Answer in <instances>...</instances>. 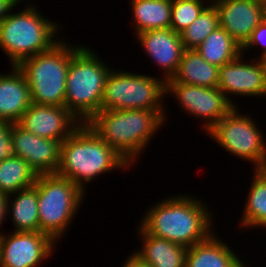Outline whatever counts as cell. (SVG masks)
<instances>
[{
  "instance_id": "52a82bcc",
  "label": "cell",
  "mask_w": 266,
  "mask_h": 267,
  "mask_svg": "<svg viewBox=\"0 0 266 267\" xmlns=\"http://www.w3.org/2000/svg\"><path fill=\"white\" fill-rule=\"evenodd\" d=\"M35 185L40 232L57 243L67 233L87 193L70 179L56 173L38 175Z\"/></svg>"
},
{
  "instance_id": "1f68e13d",
  "label": "cell",
  "mask_w": 266,
  "mask_h": 267,
  "mask_svg": "<svg viewBox=\"0 0 266 267\" xmlns=\"http://www.w3.org/2000/svg\"><path fill=\"white\" fill-rule=\"evenodd\" d=\"M15 8L7 0H0V22H2L10 13V11Z\"/></svg>"
},
{
  "instance_id": "5b68a950",
  "label": "cell",
  "mask_w": 266,
  "mask_h": 267,
  "mask_svg": "<svg viewBox=\"0 0 266 267\" xmlns=\"http://www.w3.org/2000/svg\"><path fill=\"white\" fill-rule=\"evenodd\" d=\"M100 58L83 45L69 62L65 107L82 123L101 110L105 81L112 68Z\"/></svg>"
},
{
  "instance_id": "603a6c76",
  "label": "cell",
  "mask_w": 266,
  "mask_h": 267,
  "mask_svg": "<svg viewBox=\"0 0 266 267\" xmlns=\"http://www.w3.org/2000/svg\"><path fill=\"white\" fill-rule=\"evenodd\" d=\"M240 224L244 229L266 228V170H254Z\"/></svg>"
},
{
  "instance_id": "7402d4cb",
  "label": "cell",
  "mask_w": 266,
  "mask_h": 267,
  "mask_svg": "<svg viewBox=\"0 0 266 267\" xmlns=\"http://www.w3.org/2000/svg\"><path fill=\"white\" fill-rule=\"evenodd\" d=\"M130 4L135 35L170 28L172 0H130Z\"/></svg>"
},
{
  "instance_id": "e0dca14e",
  "label": "cell",
  "mask_w": 266,
  "mask_h": 267,
  "mask_svg": "<svg viewBox=\"0 0 266 267\" xmlns=\"http://www.w3.org/2000/svg\"><path fill=\"white\" fill-rule=\"evenodd\" d=\"M12 69V70H11ZM0 73V121L17 123L31 104L25 75L17 66Z\"/></svg>"
},
{
  "instance_id": "d6a6232c",
  "label": "cell",
  "mask_w": 266,
  "mask_h": 267,
  "mask_svg": "<svg viewBox=\"0 0 266 267\" xmlns=\"http://www.w3.org/2000/svg\"><path fill=\"white\" fill-rule=\"evenodd\" d=\"M11 5H13L15 7V9L17 8L16 6L19 5V3L21 4L20 1L23 0H7ZM28 2V0H26Z\"/></svg>"
},
{
  "instance_id": "7c38bea8",
  "label": "cell",
  "mask_w": 266,
  "mask_h": 267,
  "mask_svg": "<svg viewBox=\"0 0 266 267\" xmlns=\"http://www.w3.org/2000/svg\"><path fill=\"white\" fill-rule=\"evenodd\" d=\"M56 245L40 231L3 232L1 267H40L43 261L52 256Z\"/></svg>"
},
{
  "instance_id": "3957f363",
  "label": "cell",
  "mask_w": 266,
  "mask_h": 267,
  "mask_svg": "<svg viewBox=\"0 0 266 267\" xmlns=\"http://www.w3.org/2000/svg\"><path fill=\"white\" fill-rule=\"evenodd\" d=\"M164 122L157 111L131 109L100 110L87 124L133 167Z\"/></svg>"
},
{
  "instance_id": "484cf974",
  "label": "cell",
  "mask_w": 266,
  "mask_h": 267,
  "mask_svg": "<svg viewBox=\"0 0 266 267\" xmlns=\"http://www.w3.org/2000/svg\"><path fill=\"white\" fill-rule=\"evenodd\" d=\"M217 27H219L218 10L211 2L201 14L180 33L184 49H196Z\"/></svg>"
},
{
  "instance_id": "f546056e",
  "label": "cell",
  "mask_w": 266,
  "mask_h": 267,
  "mask_svg": "<svg viewBox=\"0 0 266 267\" xmlns=\"http://www.w3.org/2000/svg\"><path fill=\"white\" fill-rule=\"evenodd\" d=\"M122 264L123 265L121 267H152L151 265L144 263L133 252Z\"/></svg>"
},
{
  "instance_id": "8992f818",
  "label": "cell",
  "mask_w": 266,
  "mask_h": 267,
  "mask_svg": "<svg viewBox=\"0 0 266 267\" xmlns=\"http://www.w3.org/2000/svg\"><path fill=\"white\" fill-rule=\"evenodd\" d=\"M82 46L60 39L50 49L25 58L17 65L27 80L31 103L65 106L69 62Z\"/></svg>"
},
{
  "instance_id": "4fadbf2b",
  "label": "cell",
  "mask_w": 266,
  "mask_h": 267,
  "mask_svg": "<svg viewBox=\"0 0 266 267\" xmlns=\"http://www.w3.org/2000/svg\"><path fill=\"white\" fill-rule=\"evenodd\" d=\"M17 124L39 137L63 142L82 122L65 106L31 103Z\"/></svg>"
},
{
  "instance_id": "83f0119b",
  "label": "cell",
  "mask_w": 266,
  "mask_h": 267,
  "mask_svg": "<svg viewBox=\"0 0 266 267\" xmlns=\"http://www.w3.org/2000/svg\"><path fill=\"white\" fill-rule=\"evenodd\" d=\"M254 46H262L263 49L258 59L266 60V18L253 30L251 37L242 46V54L248 49L255 48Z\"/></svg>"
},
{
  "instance_id": "d4e9b609",
  "label": "cell",
  "mask_w": 266,
  "mask_h": 267,
  "mask_svg": "<svg viewBox=\"0 0 266 267\" xmlns=\"http://www.w3.org/2000/svg\"><path fill=\"white\" fill-rule=\"evenodd\" d=\"M37 176L25 160L10 156L0 162V192L8 196L33 186Z\"/></svg>"
},
{
  "instance_id": "ffe728a7",
  "label": "cell",
  "mask_w": 266,
  "mask_h": 267,
  "mask_svg": "<svg viewBox=\"0 0 266 267\" xmlns=\"http://www.w3.org/2000/svg\"><path fill=\"white\" fill-rule=\"evenodd\" d=\"M171 80L175 83L217 88L219 67L207 62L195 49H185L177 73Z\"/></svg>"
},
{
  "instance_id": "7a4b0ae2",
  "label": "cell",
  "mask_w": 266,
  "mask_h": 267,
  "mask_svg": "<svg viewBox=\"0 0 266 267\" xmlns=\"http://www.w3.org/2000/svg\"><path fill=\"white\" fill-rule=\"evenodd\" d=\"M130 167L87 123H82L62 142L56 174L70 179L85 193L86 183H92L97 176Z\"/></svg>"
},
{
  "instance_id": "4316f807",
  "label": "cell",
  "mask_w": 266,
  "mask_h": 267,
  "mask_svg": "<svg viewBox=\"0 0 266 267\" xmlns=\"http://www.w3.org/2000/svg\"><path fill=\"white\" fill-rule=\"evenodd\" d=\"M208 5V0H172L170 28L180 34Z\"/></svg>"
},
{
  "instance_id": "4dcf8cb0",
  "label": "cell",
  "mask_w": 266,
  "mask_h": 267,
  "mask_svg": "<svg viewBox=\"0 0 266 267\" xmlns=\"http://www.w3.org/2000/svg\"><path fill=\"white\" fill-rule=\"evenodd\" d=\"M7 204H8V196L0 192V228H2L3 221L7 219ZM2 234V230L0 231Z\"/></svg>"
},
{
  "instance_id": "ac0fdd59",
  "label": "cell",
  "mask_w": 266,
  "mask_h": 267,
  "mask_svg": "<svg viewBox=\"0 0 266 267\" xmlns=\"http://www.w3.org/2000/svg\"><path fill=\"white\" fill-rule=\"evenodd\" d=\"M234 251L213 232L187 249L185 267H246Z\"/></svg>"
},
{
  "instance_id": "836d02e7",
  "label": "cell",
  "mask_w": 266,
  "mask_h": 267,
  "mask_svg": "<svg viewBox=\"0 0 266 267\" xmlns=\"http://www.w3.org/2000/svg\"><path fill=\"white\" fill-rule=\"evenodd\" d=\"M2 264V234L0 233V267Z\"/></svg>"
},
{
  "instance_id": "44dd1931",
  "label": "cell",
  "mask_w": 266,
  "mask_h": 267,
  "mask_svg": "<svg viewBox=\"0 0 266 267\" xmlns=\"http://www.w3.org/2000/svg\"><path fill=\"white\" fill-rule=\"evenodd\" d=\"M12 196L14 198H12ZM37 186L33 185L8 195L7 214L15 232L40 231ZM10 209V210H9Z\"/></svg>"
},
{
  "instance_id": "277c9868",
  "label": "cell",
  "mask_w": 266,
  "mask_h": 267,
  "mask_svg": "<svg viewBox=\"0 0 266 267\" xmlns=\"http://www.w3.org/2000/svg\"><path fill=\"white\" fill-rule=\"evenodd\" d=\"M24 7L17 13L13 8L0 22V48L8 56L10 66L50 49L60 40L56 37L60 24L42 15L33 4Z\"/></svg>"
},
{
  "instance_id": "d6986e66",
  "label": "cell",
  "mask_w": 266,
  "mask_h": 267,
  "mask_svg": "<svg viewBox=\"0 0 266 267\" xmlns=\"http://www.w3.org/2000/svg\"><path fill=\"white\" fill-rule=\"evenodd\" d=\"M136 232L142 239L140 249L133 253L152 267H185L187 247L147 234L140 226Z\"/></svg>"
},
{
  "instance_id": "2e32d148",
  "label": "cell",
  "mask_w": 266,
  "mask_h": 267,
  "mask_svg": "<svg viewBox=\"0 0 266 267\" xmlns=\"http://www.w3.org/2000/svg\"><path fill=\"white\" fill-rule=\"evenodd\" d=\"M143 51L161 69L162 78L172 79L177 73L184 46L180 34L171 28L146 30L135 35ZM163 71V72H162Z\"/></svg>"
},
{
  "instance_id": "8fae6325",
  "label": "cell",
  "mask_w": 266,
  "mask_h": 267,
  "mask_svg": "<svg viewBox=\"0 0 266 267\" xmlns=\"http://www.w3.org/2000/svg\"><path fill=\"white\" fill-rule=\"evenodd\" d=\"M243 58L244 54L241 53L233 61L219 67L217 88L234 106L238 103L232 101V95L250 98L266 96V60L252 57L249 62Z\"/></svg>"
},
{
  "instance_id": "5bb4252c",
  "label": "cell",
  "mask_w": 266,
  "mask_h": 267,
  "mask_svg": "<svg viewBox=\"0 0 266 267\" xmlns=\"http://www.w3.org/2000/svg\"><path fill=\"white\" fill-rule=\"evenodd\" d=\"M11 138L16 151L15 156L25 160L37 175L57 172L61 141L34 135L17 123H12Z\"/></svg>"
},
{
  "instance_id": "9c48e42d",
  "label": "cell",
  "mask_w": 266,
  "mask_h": 267,
  "mask_svg": "<svg viewBox=\"0 0 266 267\" xmlns=\"http://www.w3.org/2000/svg\"><path fill=\"white\" fill-rule=\"evenodd\" d=\"M234 106L206 133L226 152L254 164V170H266V139L256 121Z\"/></svg>"
},
{
  "instance_id": "30bf717a",
  "label": "cell",
  "mask_w": 266,
  "mask_h": 267,
  "mask_svg": "<svg viewBox=\"0 0 266 267\" xmlns=\"http://www.w3.org/2000/svg\"><path fill=\"white\" fill-rule=\"evenodd\" d=\"M175 96L186 114L199 118L202 128L207 132L216 122L223 118L234 105L218 88L200 87L166 80V97Z\"/></svg>"
},
{
  "instance_id": "e575fe53",
  "label": "cell",
  "mask_w": 266,
  "mask_h": 267,
  "mask_svg": "<svg viewBox=\"0 0 266 267\" xmlns=\"http://www.w3.org/2000/svg\"><path fill=\"white\" fill-rule=\"evenodd\" d=\"M253 1L261 2L266 5V0H253Z\"/></svg>"
},
{
  "instance_id": "6da1fadb",
  "label": "cell",
  "mask_w": 266,
  "mask_h": 267,
  "mask_svg": "<svg viewBox=\"0 0 266 267\" xmlns=\"http://www.w3.org/2000/svg\"><path fill=\"white\" fill-rule=\"evenodd\" d=\"M155 203L139 222L147 234L189 248L206 240L214 231L215 217L201 198L183 193Z\"/></svg>"
},
{
  "instance_id": "9a60e30c",
  "label": "cell",
  "mask_w": 266,
  "mask_h": 267,
  "mask_svg": "<svg viewBox=\"0 0 266 267\" xmlns=\"http://www.w3.org/2000/svg\"><path fill=\"white\" fill-rule=\"evenodd\" d=\"M218 10L219 26L241 46L266 18V5L253 0H211Z\"/></svg>"
},
{
  "instance_id": "ba28073f",
  "label": "cell",
  "mask_w": 266,
  "mask_h": 267,
  "mask_svg": "<svg viewBox=\"0 0 266 267\" xmlns=\"http://www.w3.org/2000/svg\"><path fill=\"white\" fill-rule=\"evenodd\" d=\"M164 97L166 81L162 77L112 69L105 81L101 110H154L166 122Z\"/></svg>"
},
{
  "instance_id": "cb8c5ba5",
  "label": "cell",
  "mask_w": 266,
  "mask_h": 267,
  "mask_svg": "<svg viewBox=\"0 0 266 267\" xmlns=\"http://www.w3.org/2000/svg\"><path fill=\"white\" fill-rule=\"evenodd\" d=\"M195 50L210 64L221 67L236 59L242 46L219 26Z\"/></svg>"
},
{
  "instance_id": "f1b7e54d",
  "label": "cell",
  "mask_w": 266,
  "mask_h": 267,
  "mask_svg": "<svg viewBox=\"0 0 266 267\" xmlns=\"http://www.w3.org/2000/svg\"><path fill=\"white\" fill-rule=\"evenodd\" d=\"M11 129L12 123L0 121V162L16 154L11 138Z\"/></svg>"
}]
</instances>
